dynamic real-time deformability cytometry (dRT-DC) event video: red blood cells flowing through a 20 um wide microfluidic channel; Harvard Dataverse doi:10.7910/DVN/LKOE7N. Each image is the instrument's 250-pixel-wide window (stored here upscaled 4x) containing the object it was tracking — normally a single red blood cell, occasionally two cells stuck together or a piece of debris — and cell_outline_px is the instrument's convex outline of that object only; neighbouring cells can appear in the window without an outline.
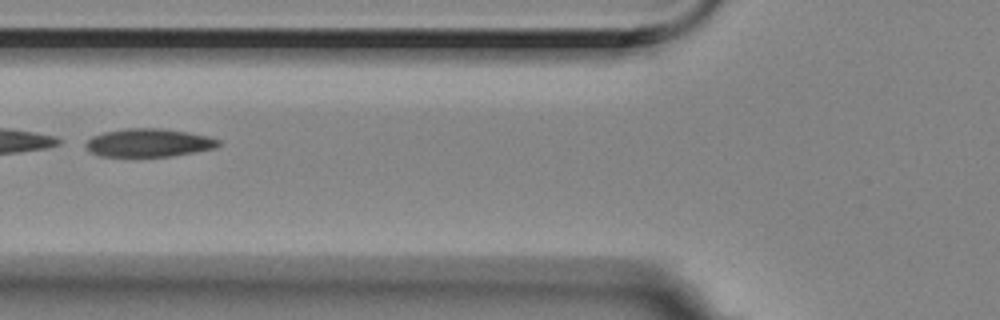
{"species": "Egyptian fruit bat (a non-hibernating species)", "species_latin": "Rousettus aegyptiacus", "temperature_condition": "room temperature", "stored_images_in_passage": 6, "camera_frame_rate_fps": 3000, "um_per_image_px": 0.085, "animal": {"sex": "female"}, "frame": {"image": 1, "passage_image": 6, "time_ms": 1.667, "image_size_px": [1000, 320], "cell_outline_px": [[224, 144], [216, 148], [196, 152], [172, 156], [100, 156], [92, 152], [84, 144], [92, 136], [104, 132], [128, 128], [160, 128], [188, 132], [208, 136], [220, 140]], "centroid_in_image_um": [12.71, 12.13], "position_along_channel_um": 113.1, "area_um2": 21.85}}